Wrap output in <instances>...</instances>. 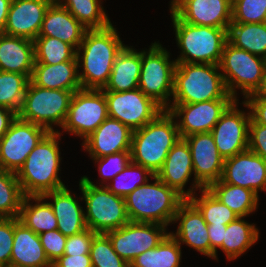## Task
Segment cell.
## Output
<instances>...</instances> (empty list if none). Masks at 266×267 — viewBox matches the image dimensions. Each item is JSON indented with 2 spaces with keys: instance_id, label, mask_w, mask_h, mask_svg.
<instances>
[{
  "instance_id": "cell-42",
  "label": "cell",
  "mask_w": 266,
  "mask_h": 267,
  "mask_svg": "<svg viewBox=\"0 0 266 267\" xmlns=\"http://www.w3.org/2000/svg\"><path fill=\"white\" fill-rule=\"evenodd\" d=\"M266 22V0H232V23Z\"/></svg>"
},
{
  "instance_id": "cell-19",
  "label": "cell",
  "mask_w": 266,
  "mask_h": 267,
  "mask_svg": "<svg viewBox=\"0 0 266 267\" xmlns=\"http://www.w3.org/2000/svg\"><path fill=\"white\" fill-rule=\"evenodd\" d=\"M221 180L254 191L266 190V161L249 149L224 160Z\"/></svg>"
},
{
  "instance_id": "cell-11",
  "label": "cell",
  "mask_w": 266,
  "mask_h": 267,
  "mask_svg": "<svg viewBox=\"0 0 266 267\" xmlns=\"http://www.w3.org/2000/svg\"><path fill=\"white\" fill-rule=\"evenodd\" d=\"M107 117L104 90L81 88L74 92L61 128L86 139Z\"/></svg>"
},
{
  "instance_id": "cell-24",
  "label": "cell",
  "mask_w": 266,
  "mask_h": 267,
  "mask_svg": "<svg viewBox=\"0 0 266 267\" xmlns=\"http://www.w3.org/2000/svg\"><path fill=\"white\" fill-rule=\"evenodd\" d=\"M11 264L22 267H52L41 245L39 234L34 233L14 218V240Z\"/></svg>"
},
{
  "instance_id": "cell-18",
  "label": "cell",
  "mask_w": 266,
  "mask_h": 267,
  "mask_svg": "<svg viewBox=\"0 0 266 267\" xmlns=\"http://www.w3.org/2000/svg\"><path fill=\"white\" fill-rule=\"evenodd\" d=\"M170 11L192 25L228 28L232 23V0H172Z\"/></svg>"
},
{
  "instance_id": "cell-54",
  "label": "cell",
  "mask_w": 266,
  "mask_h": 267,
  "mask_svg": "<svg viewBox=\"0 0 266 267\" xmlns=\"http://www.w3.org/2000/svg\"><path fill=\"white\" fill-rule=\"evenodd\" d=\"M3 267H22V266H17V265L9 264V265L3 266Z\"/></svg>"
},
{
  "instance_id": "cell-6",
  "label": "cell",
  "mask_w": 266,
  "mask_h": 267,
  "mask_svg": "<svg viewBox=\"0 0 266 267\" xmlns=\"http://www.w3.org/2000/svg\"><path fill=\"white\" fill-rule=\"evenodd\" d=\"M171 15L177 45L182 50L175 61L219 65L228 41V28L192 25L181 21L172 11Z\"/></svg>"
},
{
  "instance_id": "cell-15",
  "label": "cell",
  "mask_w": 266,
  "mask_h": 267,
  "mask_svg": "<svg viewBox=\"0 0 266 267\" xmlns=\"http://www.w3.org/2000/svg\"><path fill=\"white\" fill-rule=\"evenodd\" d=\"M189 145L193 161L194 184L186 191V199L195 194L196 188H208L221 179L224 158L220 155L210 132L195 133L184 137Z\"/></svg>"
},
{
  "instance_id": "cell-41",
  "label": "cell",
  "mask_w": 266,
  "mask_h": 267,
  "mask_svg": "<svg viewBox=\"0 0 266 267\" xmlns=\"http://www.w3.org/2000/svg\"><path fill=\"white\" fill-rule=\"evenodd\" d=\"M92 267H129V264L114 251L107 234L97 233L91 243Z\"/></svg>"
},
{
  "instance_id": "cell-30",
  "label": "cell",
  "mask_w": 266,
  "mask_h": 267,
  "mask_svg": "<svg viewBox=\"0 0 266 267\" xmlns=\"http://www.w3.org/2000/svg\"><path fill=\"white\" fill-rule=\"evenodd\" d=\"M227 40L237 48L266 59V22L231 23Z\"/></svg>"
},
{
  "instance_id": "cell-13",
  "label": "cell",
  "mask_w": 266,
  "mask_h": 267,
  "mask_svg": "<svg viewBox=\"0 0 266 267\" xmlns=\"http://www.w3.org/2000/svg\"><path fill=\"white\" fill-rule=\"evenodd\" d=\"M48 132L45 127L17 117L0 139V169L17 173Z\"/></svg>"
},
{
  "instance_id": "cell-47",
  "label": "cell",
  "mask_w": 266,
  "mask_h": 267,
  "mask_svg": "<svg viewBox=\"0 0 266 267\" xmlns=\"http://www.w3.org/2000/svg\"><path fill=\"white\" fill-rule=\"evenodd\" d=\"M248 149L266 161V126L256 123L252 118L249 123Z\"/></svg>"
},
{
  "instance_id": "cell-32",
  "label": "cell",
  "mask_w": 266,
  "mask_h": 267,
  "mask_svg": "<svg viewBox=\"0 0 266 267\" xmlns=\"http://www.w3.org/2000/svg\"><path fill=\"white\" fill-rule=\"evenodd\" d=\"M35 200L34 205L30 201ZM42 196H24L18 219L34 233L41 234L51 230H57V218L50 204ZM42 202V203H41Z\"/></svg>"
},
{
  "instance_id": "cell-31",
  "label": "cell",
  "mask_w": 266,
  "mask_h": 267,
  "mask_svg": "<svg viewBox=\"0 0 266 267\" xmlns=\"http://www.w3.org/2000/svg\"><path fill=\"white\" fill-rule=\"evenodd\" d=\"M208 189L239 217H246L257 209L258 194L240 186L224 183L221 179Z\"/></svg>"
},
{
  "instance_id": "cell-22",
  "label": "cell",
  "mask_w": 266,
  "mask_h": 267,
  "mask_svg": "<svg viewBox=\"0 0 266 267\" xmlns=\"http://www.w3.org/2000/svg\"><path fill=\"white\" fill-rule=\"evenodd\" d=\"M180 221L176 234L170 233L181 245L187 244L200 253L210 257V241L208 225L199 209L189 200L185 199L175 214L173 223Z\"/></svg>"
},
{
  "instance_id": "cell-43",
  "label": "cell",
  "mask_w": 266,
  "mask_h": 267,
  "mask_svg": "<svg viewBox=\"0 0 266 267\" xmlns=\"http://www.w3.org/2000/svg\"><path fill=\"white\" fill-rule=\"evenodd\" d=\"M93 160L99 162L98 171L101 177L108 180L114 178L128 166L131 162V152L122 151L101 158H93Z\"/></svg>"
},
{
  "instance_id": "cell-55",
  "label": "cell",
  "mask_w": 266,
  "mask_h": 267,
  "mask_svg": "<svg viewBox=\"0 0 266 267\" xmlns=\"http://www.w3.org/2000/svg\"><path fill=\"white\" fill-rule=\"evenodd\" d=\"M47 1H50L51 3H56V2H58V0H47Z\"/></svg>"
},
{
  "instance_id": "cell-35",
  "label": "cell",
  "mask_w": 266,
  "mask_h": 267,
  "mask_svg": "<svg viewBox=\"0 0 266 267\" xmlns=\"http://www.w3.org/2000/svg\"><path fill=\"white\" fill-rule=\"evenodd\" d=\"M62 1L58 0L88 30L104 29L112 24L100 5V0H64L63 3Z\"/></svg>"
},
{
  "instance_id": "cell-12",
  "label": "cell",
  "mask_w": 266,
  "mask_h": 267,
  "mask_svg": "<svg viewBox=\"0 0 266 267\" xmlns=\"http://www.w3.org/2000/svg\"><path fill=\"white\" fill-rule=\"evenodd\" d=\"M108 116L119 120L132 131L154 120L164 109L139 88L125 92L104 91Z\"/></svg>"
},
{
  "instance_id": "cell-9",
  "label": "cell",
  "mask_w": 266,
  "mask_h": 267,
  "mask_svg": "<svg viewBox=\"0 0 266 267\" xmlns=\"http://www.w3.org/2000/svg\"><path fill=\"white\" fill-rule=\"evenodd\" d=\"M228 93L237 100L235 88H240L245 98L261 87L266 59L237 48L226 42L219 63Z\"/></svg>"
},
{
  "instance_id": "cell-8",
  "label": "cell",
  "mask_w": 266,
  "mask_h": 267,
  "mask_svg": "<svg viewBox=\"0 0 266 267\" xmlns=\"http://www.w3.org/2000/svg\"><path fill=\"white\" fill-rule=\"evenodd\" d=\"M74 92L42 88L30 80L17 117L52 132V124L63 126Z\"/></svg>"
},
{
  "instance_id": "cell-7",
  "label": "cell",
  "mask_w": 266,
  "mask_h": 267,
  "mask_svg": "<svg viewBox=\"0 0 266 267\" xmlns=\"http://www.w3.org/2000/svg\"><path fill=\"white\" fill-rule=\"evenodd\" d=\"M85 200V222L87 228L96 233L106 234L129 222L126 212L125 198L113 194L103 184L96 186L84 176L79 182Z\"/></svg>"
},
{
  "instance_id": "cell-45",
  "label": "cell",
  "mask_w": 266,
  "mask_h": 267,
  "mask_svg": "<svg viewBox=\"0 0 266 267\" xmlns=\"http://www.w3.org/2000/svg\"><path fill=\"white\" fill-rule=\"evenodd\" d=\"M14 218H0V267L11 264Z\"/></svg>"
},
{
  "instance_id": "cell-52",
  "label": "cell",
  "mask_w": 266,
  "mask_h": 267,
  "mask_svg": "<svg viewBox=\"0 0 266 267\" xmlns=\"http://www.w3.org/2000/svg\"><path fill=\"white\" fill-rule=\"evenodd\" d=\"M12 0H0V34H4L8 11Z\"/></svg>"
},
{
  "instance_id": "cell-1",
  "label": "cell",
  "mask_w": 266,
  "mask_h": 267,
  "mask_svg": "<svg viewBox=\"0 0 266 267\" xmlns=\"http://www.w3.org/2000/svg\"><path fill=\"white\" fill-rule=\"evenodd\" d=\"M124 47L112 24L104 29L87 30L76 50L77 61L83 62L78 64L84 69L78 73L82 89H104L115 59Z\"/></svg>"
},
{
  "instance_id": "cell-4",
  "label": "cell",
  "mask_w": 266,
  "mask_h": 267,
  "mask_svg": "<svg viewBox=\"0 0 266 267\" xmlns=\"http://www.w3.org/2000/svg\"><path fill=\"white\" fill-rule=\"evenodd\" d=\"M152 178L154 183L147 181L125 197L126 212L131 222L158 223L167 227L185 198L156 175Z\"/></svg>"
},
{
  "instance_id": "cell-48",
  "label": "cell",
  "mask_w": 266,
  "mask_h": 267,
  "mask_svg": "<svg viewBox=\"0 0 266 267\" xmlns=\"http://www.w3.org/2000/svg\"><path fill=\"white\" fill-rule=\"evenodd\" d=\"M246 99L242 103L248 109L250 108L251 118L256 123L266 126V98H262L253 93L248 95Z\"/></svg>"
},
{
  "instance_id": "cell-14",
  "label": "cell",
  "mask_w": 266,
  "mask_h": 267,
  "mask_svg": "<svg viewBox=\"0 0 266 267\" xmlns=\"http://www.w3.org/2000/svg\"><path fill=\"white\" fill-rule=\"evenodd\" d=\"M165 227L158 223L129 221L106 234L116 254L130 264L138 255L156 248L164 240L169 234Z\"/></svg>"
},
{
  "instance_id": "cell-53",
  "label": "cell",
  "mask_w": 266,
  "mask_h": 267,
  "mask_svg": "<svg viewBox=\"0 0 266 267\" xmlns=\"http://www.w3.org/2000/svg\"><path fill=\"white\" fill-rule=\"evenodd\" d=\"M255 94L257 96L262 97V98H266V69L264 72V77H263L261 87L257 90V92Z\"/></svg>"
},
{
  "instance_id": "cell-49",
  "label": "cell",
  "mask_w": 266,
  "mask_h": 267,
  "mask_svg": "<svg viewBox=\"0 0 266 267\" xmlns=\"http://www.w3.org/2000/svg\"><path fill=\"white\" fill-rule=\"evenodd\" d=\"M207 228L210 241V257L213 259H217V247L219 248L224 241V235L227 225H208Z\"/></svg>"
},
{
  "instance_id": "cell-51",
  "label": "cell",
  "mask_w": 266,
  "mask_h": 267,
  "mask_svg": "<svg viewBox=\"0 0 266 267\" xmlns=\"http://www.w3.org/2000/svg\"><path fill=\"white\" fill-rule=\"evenodd\" d=\"M17 118V113L13 110L0 106V139L9 129L11 123Z\"/></svg>"
},
{
  "instance_id": "cell-34",
  "label": "cell",
  "mask_w": 266,
  "mask_h": 267,
  "mask_svg": "<svg viewBox=\"0 0 266 267\" xmlns=\"http://www.w3.org/2000/svg\"><path fill=\"white\" fill-rule=\"evenodd\" d=\"M180 260V244L169 232L156 248L138 255L129 267H179Z\"/></svg>"
},
{
  "instance_id": "cell-26",
  "label": "cell",
  "mask_w": 266,
  "mask_h": 267,
  "mask_svg": "<svg viewBox=\"0 0 266 267\" xmlns=\"http://www.w3.org/2000/svg\"><path fill=\"white\" fill-rule=\"evenodd\" d=\"M42 198H52L53 202L48 203L57 218V229L63 235L72 236L87 229L85 213L67 187L45 193Z\"/></svg>"
},
{
  "instance_id": "cell-27",
  "label": "cell",
  "mask_w": 266,
  "mask_h": 267,
  "mask_svg": "<svg viewBox=\"0 0 266 267\" xmlns=\"http://www.w3.org/2000/svg\"><path fill=\"white\" fill-rule=\"evenodd\" d=\"M193 173V161L188 143L184 138L169 151L162 169L156 176L186 199L184 186Z\"/></svg>"
},
{
  "instance_id": "cell-20",
  "label": "cell",
  "mask_w": 266,
  "mask_h": 267,
  "mask_svg": "<svg viewBox=\"0 0 266 267\" xmlns=\"http://www.w3.org/2000/svg\"><path fill=\"white\" fill-rule=\"evenodd\" d=\"M50 4L47 0H12L4 34L34 41Z\"/></svg>"
},
{
  "instance_id": "cell-50",
  "label": "cell",
  "mask_w": 266,
  "mask_h": 267,
  "mask_svg": "<svg viewBox=\"0 0 266 267\" xmlns=\"http://www.w3.org/2000/svg\"><path fill=\"white\" fill-rule=\"evenodd\" d=\"M52 267H92L90 254L63 255L52 263Z\"/></svg>"
},
{
  "instance_id": "cell-39",
  "label": "cell",
  "mask_w": 266,
  "mask_h": 267,
  "mask_svg": "<svg viewBox=\"0 0 266 267\" xmlns=\"http://www.w3.org/2000/svg\"><path fill=\"white\" fill-rule=\"evenodd\" d=\"M29 81L24 74L0 70V106L18 113Z\"/></svg>"
},
{
  "instance_id": "cell-10",
  "label": "cell",
  "mask_w": 266,
  "mask_h": 267,
  "mask_svg": "<svg viewBox=\"0 0 266 267\" xmlns=\"http://www.w3.org/2000/svg\"><path fill=\"white\" fill-rule=\"evenodd\" d=\"M169 52L154 42L147 51H141V73L138 88L164 110L169 108L173 95L176 61L169 60Z\"/></svg>"
},
{
  "instance_id": "cell-17",
  "label": "cell",
  "mask_w": 266,
  "mask_h": 267,
  "mask_svg": "<svg viewBox=\"0 0 266 267\" xmlns=\"http://www.w3.org/2000/svg\"><path fill=\"white\" fill-rule=\"evenodd\" d=\"M236 99H216L190 104H172L167 109L177 122L181 138L195 133L211 132L221 115Z\"/></svg>"
},
{
  "instance_id": "cell-21",
  "label": "cell",
  "mask_w": 266,
  "mask_h": 267,
  "mask_svg": "<svg viewBox=\"0 0 266 267\" xmlns=\"http://www.w3.org/2000/svg\"><path fill=\"white\" fill-rule=\"evenodd\" d=\"M133 131L119 120L107 117L84 140L83 148L91 158H101L122 151H130Z\"/></svg>"
},
{
  "instance_id": "cell-33",
  "label": "cell",
  "mask_w": 266,
  "mask_h": 267,
  "mask_svg": "<svg viewBox=\"0 0 266 267\" xmlns=\"http://www.w3.org/2000/svg\"><path fill=\"white\" fill-rule=\"evenodd\" d=\"M242 218L238 217L227 225L224 241L219 247L226 254L228 260L237 258L258 241V229Z\"/></svg>"
},
{
  "instance_id": "cell-40",
  "label": "cell",
  "mask_w": 266,
  "mask_h": 267,
  "mask_svg": "<svg viewBox=\"0 0 266 267\" xmlns=\"http://www.w3.org/2000/svg\"><path fill=\"white\" fill-rule=\"evenodd\" d=\"M147 175L151 178L154 176L147 168L131 161L122 172L113 178L114 183L112 185L106 184L104 186L113 194L125 198L134 189L149 180Z\"/></svg>"
},
{
  "instance_id": "cell-46",
  "label": "cell",
  "mask_w": 266,
  "mask_h": 267,
  "mask_svg": "<svg viewBox=\"0 0 266 267\" xmlns=\"http://www.w3.org/2000/svg\"><path fill=\"white\" fill-rule=\"evenodd\" d=\"M97 233L87 228L78 234L67 236L63 255H86L90 253L91 243Z\"/></svg>"
},
{
  "instance_id": "cell-29",
  "label": "cell",
  "mask_w": 266,
  "mask_h": 267,
  "mask_svg": "<svg viewBox=\"0 0 266 267\" xmlns=\"http://www.w3.org/2000/svg\"><path fill=\"white\" fill-rule=\"evenodd\" d=\"M141 52L125 46L117 55L104 91L125 92L138 88Z\"/></svg>"
},
{
  "instance_id": "cell-36",
  "label": "cell",
  "mask_w": 266,
  "mask_h": 267,
  "mask_svg": "<svg viewBox=\"0 0 266 267\" xmlns=\"http://www.w3.org/2000/svg\"><path fill=\"white\" fill-rule=\"evenodd\" d=\"M34 64H59L77 61L76 49L55 37L38 36L34 40Z\"/></svg>"
},
{
  "instance_id": "cell-37",
  "label": "cell",
  "mask_w": 266,
  "mask_h": 267,
  "mask_svg": "<svg viewBox=\"0 0 266 267\" xmlns=\"http://www.w3.org/2000/svg\"><path fill=\"white\" fill-rule=\"evenodd\" d=\"M201 197L189 200L199 209L207 225H228L239 216L224 205L208 188L201 189Z\"/></svg>"
},
{
  "instance_id": "cell-25",
  "label": "cell",
  "mask_w": 266,
  "mask_h": 267,
  "mask_svg": "<svg viewBox=\"0 0 266 267\" xmlns=\"http://www.w3.org/2000/svg\"><path fill=\"white\" fill-rule=\"evenodd\" d=\"M34 62V41L0 34L1 71L24 74L31 79Z\"/></svg>"
},
{
  "instance_id": "cell-3",
  "label": "cell",
  "mask_w": 266,
  "mask_h": 267,
  "mask_svg": "<svg viewBox=\"0 0 266 267\" xmlns=\"http://www.w3.org/2000/svg\"><path fill=\"white\" fill-rule=\"evenodd\" d=\"M175 117L162 111L154 120L133 131L131 161L156 175L163 167L172 147L181 138Z\"/></svg>"
},
{
  "instance_id": "cell-44",
  "label": "cell",
  "mask_w": 266,
  "mask_h": 267,
  "mask_svg": "<svg viewBox=\"0 0 266 267\" xmlns=\"http://www.w3.org/2000/svg\"><path fill=\"white\" fill-rule=\"evenodd\" d=\"M41 245L51 263L63 256L67 236L63 235L58 229L39 234Z\"/></svg>"
},
{
  "instance_id": "cell-28",
  "label": "cell",
  "mask_w": 266,
  "mask_h": 267,
  "mask_svg": "<svg viewBox=\"0 0 266 267\" xmlns=\"http://www.w3.org/2000/svg\"><path fill=\"white\" fill-rule=\"evenodd\" d=\"M78 61H65L59 64H34L31 81L46 89L80 90Z\"/></svg>"
},
{
  "instance_id": "cell-38",
  "label": "cell",
  "mask_w": 266,
  "mask_h": 267,
  "mask_svg": "<svg viewBox=\"0 0 266 267\" xmlns=\"http://www.w3.org/2000/svg\"><path fill=\"white\" fill-rule=\"evenodd\" d=\"M24 196L16 173L0 169V218H17Z\"/></svg>"
},
{
  "instance_id": "cell-16",
  "label": "cell",
  "mask_w": 266,
  "mask_h": 267,
  "mask_svg": "<svg viewBox=\"0 0 266 267\" xmlns=\"http://www.w3.org/2000/svg\"><path fill=\"white\" fill-rule=\"evenodd\" d=\"M237 101L226 109L210 132L224 160L248 150L251 113L240 111Z\"/></svg>"
},
{
  "instance_id": "cell-23",
  "label": "cell",
  "mask_w": 266,
  "mask_h": 267,
  "mask_svg": "<svg viewBox=\"0 0 266 267\" xmlns=\"http://www.w3.org/2000/svg\"><path fill=\"white\" fill-rule=\"evenodd\" d=\"M87 30L66 8L56 2L47 8L38 36L55 37L77 50Z\"/></svg>"
},
{
  "instance_id": "cell-5",
  "label": "cell",
  "mask_w": 266,
  "mask_h": 267,
  "mask_svg": "<svg viewBox=\"0 0 266 267\" xmlns=\"http://www.w3.org/2000/svg\"><path fill=\"white\" fill-rule=\"evenodd\" d=\"M219 65L177 62L173 103L190 104L216 99H234L227 91Z\"/></svg>"
},
{
  "instance_id": "cell-2",
  "label": "cell",
  "mask_w": 266,
  "mask_h": 267,
  "mask_svg": "<svg viewBox=\"0 0 266 267\" xmlns=\"http://www.w3.org/2000/svg\"><path fill=\"white\" fill-rule=\"evenodd\" d=\"M60 131L48 132L27 156L16 173L25 196H42L66 187L58 177Z\"/></svg>"
}]
</instances>
